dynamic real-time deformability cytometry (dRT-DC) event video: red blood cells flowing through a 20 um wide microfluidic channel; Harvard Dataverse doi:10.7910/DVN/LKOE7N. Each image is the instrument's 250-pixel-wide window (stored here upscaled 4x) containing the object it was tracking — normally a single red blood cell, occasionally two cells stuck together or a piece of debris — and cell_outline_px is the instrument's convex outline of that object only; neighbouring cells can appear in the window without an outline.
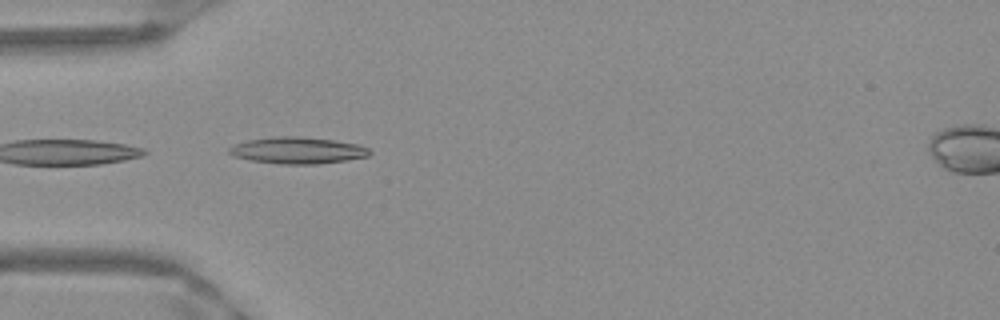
{"species": "Egyptian fruit bat (a non-hibernating species)", "species_latin": "Rousettus aegyptiacus", "temperature_condition": "warm", "stored_images_in_passage": 36, "camera_frame_rate_fps": 3000, "um_per_image_px": 0.085, "frame": {"image": 1, "passage_image": 1, "time_ms": 0.0, "image_size_px": [1000, 320], "cell_outline_px": [[372, 152], [368, 156], [344, 160], [316, 164], [280, 164], [252, 160], [232, 156], [228, 152], [228, 148], [236, 144], [248, 140], [276, 136], [296, 136], [332, 140], [356, 144], [368, 148]], "centroid_in_image_um": [25.26, 12.78], "position_along_channel_um": 59.7, "area_um2": 21.5}}
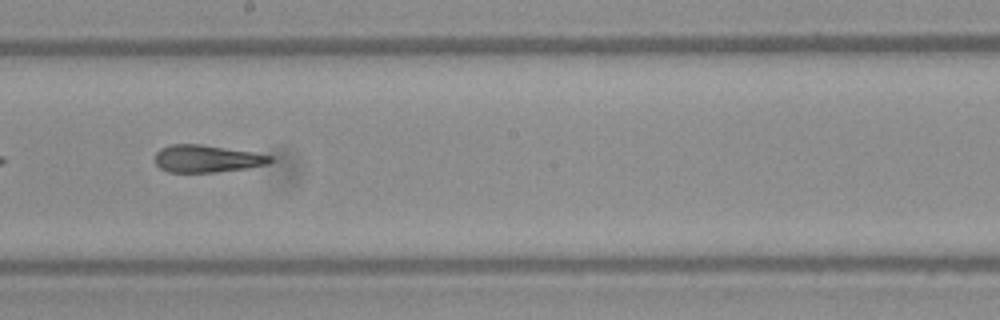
{"frame": {"image": 2, "passage_image": 14, "time_ms": 4.333, "image_size_px": [1000, 320], "cell_outline_px": [[272, 160], [268, 164], [248, 168], [216, 172], [168, 172], [160, 168], [156, 164], [156, 152], [160, 148], [172, 144], [200, 144], [252, 152], [272, 156]], "centroid_in_image_um": [17.57, 13.49], "position_along_channel_um": 230.6, "area_um2": 18.26}}
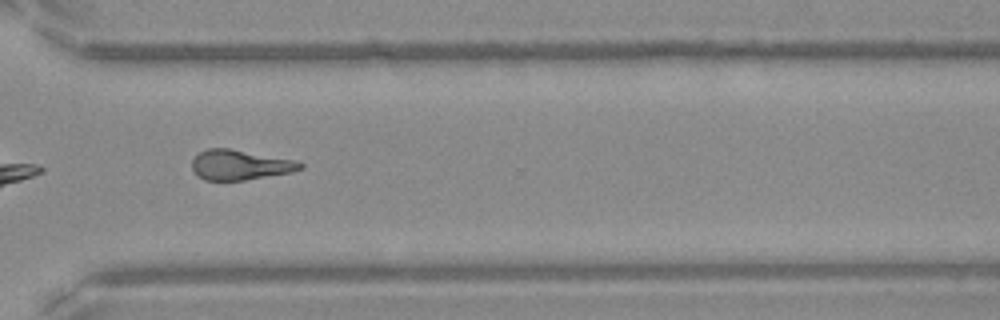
{"frame": {"image": 3, "passage_image": 23, "time_ms": 7.333, "image_size_px": [1000, 320], "cell_outline_px": [[304, 168], [292, 172], [244, 180], [204, 180], [192, 168], [192, 160], [200, 152], [208, 148], [228, 148], [296, 160], [304, 164]], "centroid_in_image_um": [20.43, 14.01], "position_along_channel_um": 350.2, "area_um2": 18.79}, "authors_computed_cell_mechanics": {"area_um2": 18.9873, "velocity_mm_per_s": 3.9868, "shape_relaxation_time_tau1_ms": null, "shape_relaxation_time_tau2_ms": 4.2734, "deformation_change_tau1": null, "deformation_change_tau2": 0.1615}}